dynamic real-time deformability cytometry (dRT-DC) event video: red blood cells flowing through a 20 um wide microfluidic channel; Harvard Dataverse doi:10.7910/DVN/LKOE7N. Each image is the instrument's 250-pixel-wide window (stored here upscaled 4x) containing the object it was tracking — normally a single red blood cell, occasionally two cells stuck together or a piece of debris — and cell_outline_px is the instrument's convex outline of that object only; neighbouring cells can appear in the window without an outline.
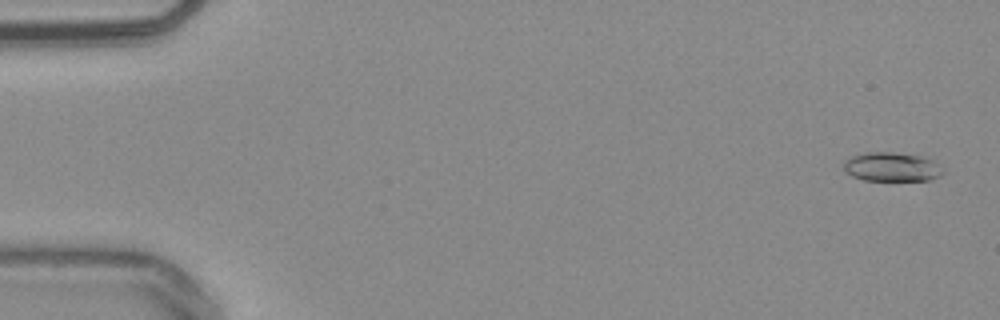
{"species": "common noctule bat (a hibernating species)", "species_latin": "Nyctalus noctula", "temperature_condition": "warm", "stored_images_in_passage": 53, "camera_frame_rate_fps": 3000, "um_per_image_px": 0.085, "animal": {"sex": "male", "body_mass_g": 20.4}, "frame": {"image": 1, "passage_image": 2, "time_ms": 0.333, "image_size_px": [1000, 320], "cell_outline_px": [[944, 172], [940, 176], [928, 180], [864, 180], [852, 176], [844, 172], [844, 160], [852, 156], [864, 152], [892, 152], [920, 156], [932, 160]], "centroid_in_image_um": [75.74, 14.18], "position_along_channel_um": 9.3, "area_um2": 16.7}}
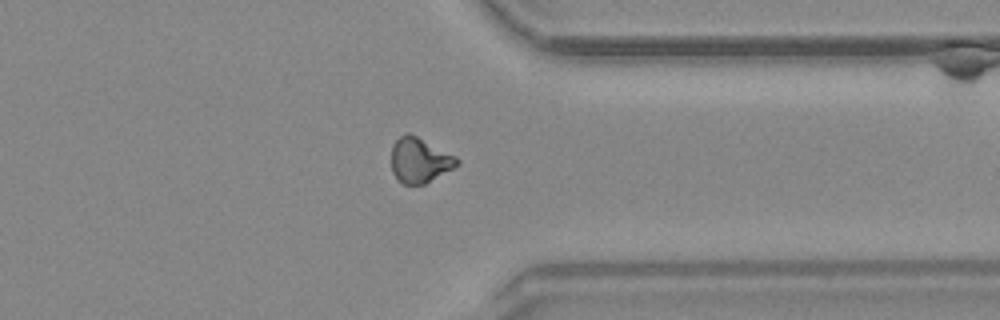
{"frame": {"image": 2, "passage_image": 42, "time_ms": 13.667, "image_size_px": [1000, 320], "cell_outline_px": [[460, 164], [424, 184], [404, 184], [392, 172], [392, 144], [400, 136], [408, 132], [456, 156], [460, 160]], "centroid_in_image_um": [35.67, 13.61], "position_along_channel_um": 375.7, "area_um2": 16.94}}
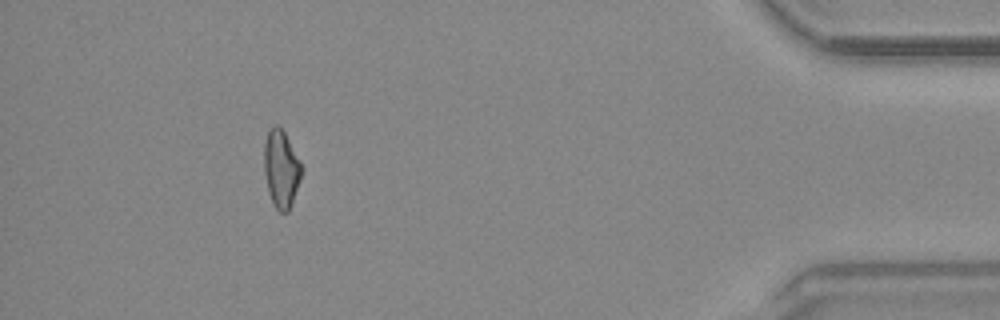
{"frame": {"image": 3, "passage_image": 49, "time_ms": 16.0, "image_size_px": [1000, 320], "cell_outline_px": [[304, 168], [300, 180], [288, 212], [280, 212], [276, 208], [268, 192], [264, 172], [264, 144], [268, 132], [272, 124], [276, 124], [284, 132], [300, 160]], "centroid_in_image_um": [23.9, 14.33], "position_along_channel_um": 411.3, "area_um2": 16.88}, "authors_computed_cell_mechanics": {"area_um2": 16.762, "velocity_mm_per_s": 3.8337, "shape_relaxation_time_tau1_ms": 10.3884, "shape_relaxation_time_tau2_ms": null, "deformation_change_tau1": 0.2097, "deformation_change_tau2": null}}